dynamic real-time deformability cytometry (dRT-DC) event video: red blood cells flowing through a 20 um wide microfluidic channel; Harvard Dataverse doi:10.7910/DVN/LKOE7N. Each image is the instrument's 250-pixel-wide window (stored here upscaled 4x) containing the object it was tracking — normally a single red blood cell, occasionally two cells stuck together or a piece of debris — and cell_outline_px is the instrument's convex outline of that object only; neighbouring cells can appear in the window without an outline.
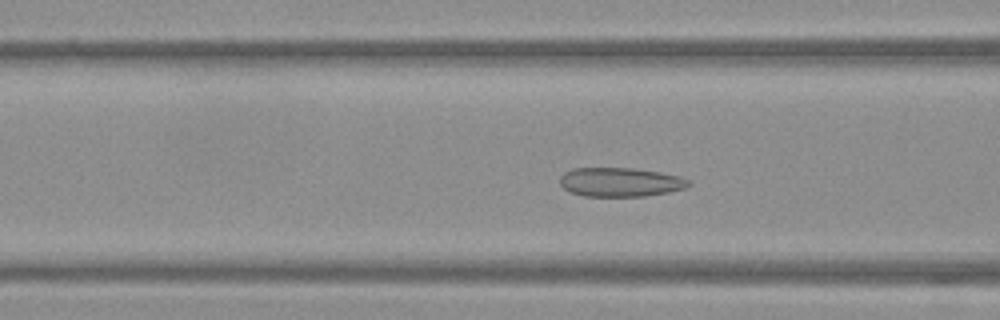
{"species": "Egyptian fruit bat (a non-hibernating species)", "species_latin": "Rousettus aegyptiacus", "temperature_condition": "warm", "stored_images_in_passage": 51, "camera_frame_rate_fps": 3000, "um_per_image_px": 0.085, "frame": {"image": 1, "passage_image": 19, "time_ms": 6.0, "image_size_px": [1000, 320], "cell_outline_px": [[692, 184], [684, 188], [668, 192], [644, 196], [584, 196], [568, 192], [560, 184], [560, 176], [564, 172], [572, 168], [632, 168], [660, 172], [680, 176], [692, 180]], "centroid_in_image_um": [52.72, 15.47], "position_along_channel_um": 113.9, "area_um2": 21.96}}
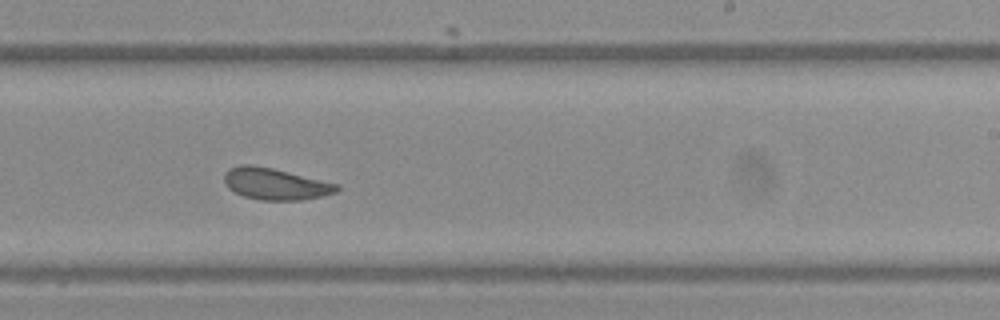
{"frame": {"image": 2, "passage_image": 31, "time_ms": 10.0, "image_size_px": [1000, 320], "cell_outline_px": [[340, 188], [336, 192], [324, 196], [300, 200], [260, 200], [244, 196], [228, 188], [224, 180], [224, 172], [228, 168], [240, 164], [252, 164], [272, 168], [340, 184]], "centroid_in_image_um": [23.4, 15.62], "position_along_channel_um": 265.6, "area_um2": 20.87}}
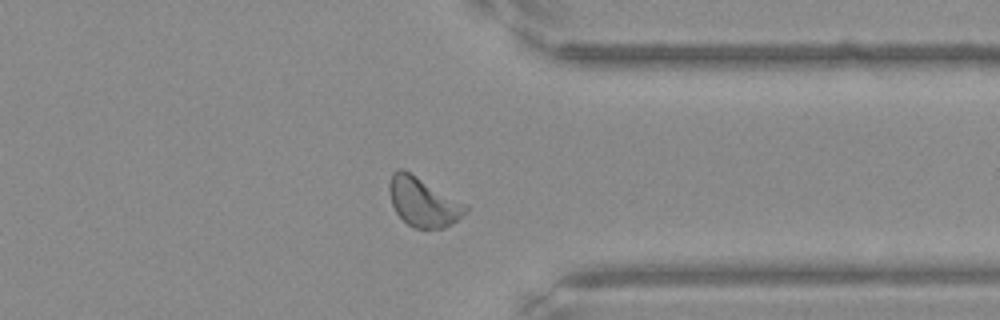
{"frame": {"image": 3, "passage_image": 40, "time_ms": 13.0, "image_size_px": [1000, 320], "cell_outline_px": [[468, 212], [444, 228], [416, 228], [408, 224], [396, 212], [392, 204], [388, 188], [388, 184], [392, 172], [396, 168], [404, 168], [468, 204]], "centroid_in_image_um": [35.97, 17.12], "position_along_channel_um": 375.4, "area_um2": 22.14}, "authors_computed_cell_mechanics": {"area_um2": 21.4438, "velocity_mm_per_s": 3.7946, "shape_relaxation_time_tau1_ms": null, "shape_relaxation_time_tau2_ms": 1.8628, "deformation_change_tau1": null, "deformation_change_tau2": 0.0868}}